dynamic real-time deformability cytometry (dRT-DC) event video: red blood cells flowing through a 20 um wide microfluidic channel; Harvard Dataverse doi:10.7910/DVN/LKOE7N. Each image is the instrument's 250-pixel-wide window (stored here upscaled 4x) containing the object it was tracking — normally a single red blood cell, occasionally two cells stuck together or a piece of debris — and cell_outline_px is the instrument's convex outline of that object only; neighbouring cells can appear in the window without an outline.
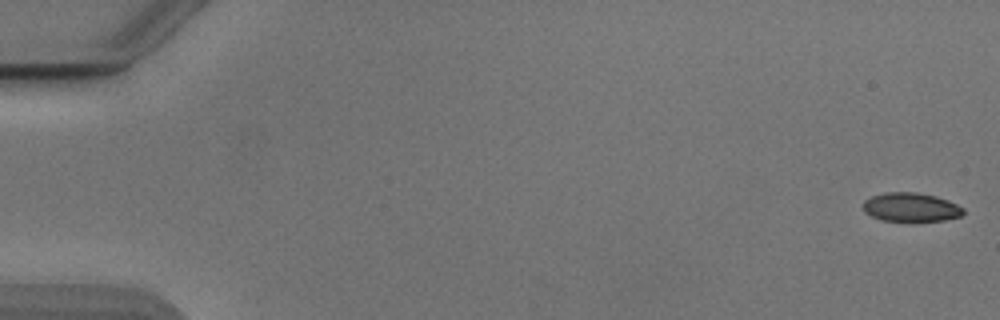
{"species": "Egyptian fruit bat (a non-hibernating species)", "species_latin": "Rousettus aegyptiacus", "temperature_condition": "cold", "stored_images_in_passage": 51, "camera_frame_rate_fps": 3000, "um_per_image_px": 0.085, "animal": {"sex": "male"}, "frame": {"image": 1, "passage_image": 1, "time_ms": 0.0, "image_size_px": [1000, 320], "cell_outline_px": [[964, 212], [960, 216], [944, 220], [880, 220], [864, 212], [864, 200], [872, 196], [884, 192], [916, 192], [936, 196], [948, 200], [964, 208]], "centroid_in_image_um": [77.42, 17.59], "position_along_channel_um": 7.6, "area_um2": 16.65}}
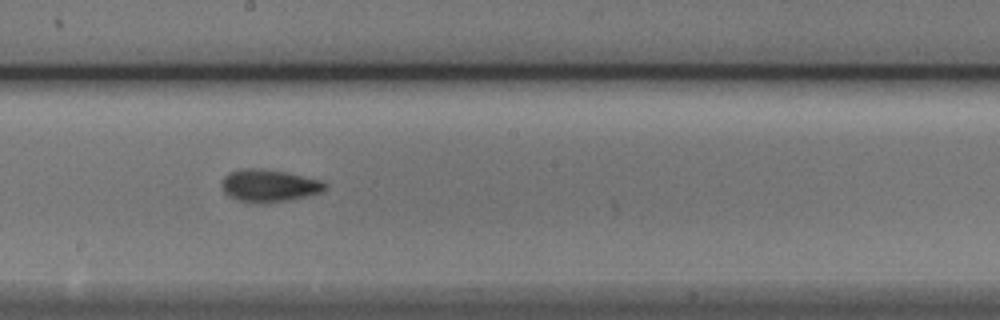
{"frame": {"image": 2, "passage_image": 30, "time_ms": 9.667, "image_size_px": [1000, 320], "cell_outline_px": [[328, 188], [324, 192], [308, 196], [288, 200], [264, 204], [252, 204], [236, 200], [228, 196], [224, 192], [220, 184], [224, 176], [228, 172], [244, 168], [260, 168], [284, 172], [320, 180], [328, 184]], "centroid_in_image_um": [22.85, 15.8], "position_along_channel_um": 225.4, "area_um2": 20.0}}
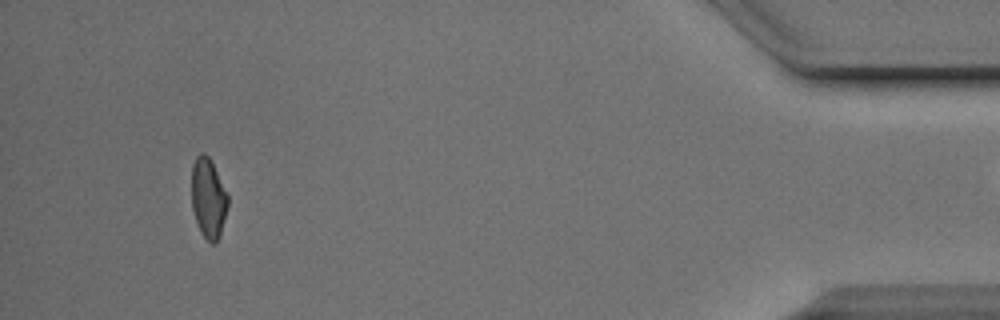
{"frame": {"image": 3, "passage_image": 50, "time_ms": 16.333, "image_size_px": [1000, 320], "cell_outline_px": [[228, 204], [220, 236], [216, 244], [212, 244], [200, 232], [192, 208], [192, 164], [196, 156], [200, 152], [204, 152], [208, 156], [228, 196]], "centroid_in_image_um": [17.69, 16.86], "position_along_channel_um": 417.5, "area_um2": 16.7}}